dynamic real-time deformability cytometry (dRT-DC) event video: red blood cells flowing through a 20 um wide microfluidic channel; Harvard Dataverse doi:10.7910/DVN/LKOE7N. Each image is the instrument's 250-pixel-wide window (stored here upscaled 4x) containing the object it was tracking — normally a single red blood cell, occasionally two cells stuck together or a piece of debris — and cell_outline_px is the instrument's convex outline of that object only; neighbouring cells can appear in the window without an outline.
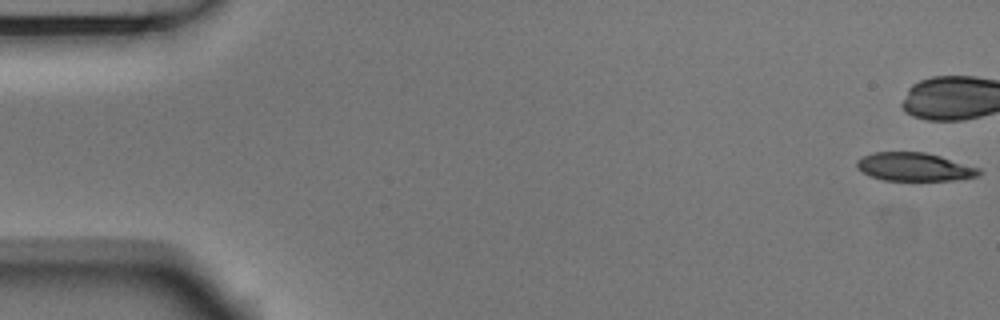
{"species": "Egyptian fruit bat (a non-hibernating species)", "species_latin": "Rousettus aegyptiacus", "temperature_condition": "room temperature", "stored_images_in_passage": 5, "camera_frame_rate_fps": 3000, "um_per_image_px": 0.085, "animal": {"sex": "male"}, "frame": {"image": 1, "passage_image": 1, "time_ms": 0.0, "image_size_px": [1000, 320], "cell_outline_px": [[984, 172], [980, 176], [952, 180], [884, 180], [872, 176], [856, 168], [856, 160], [872, 152], [924, 152], [940, 156], [980, 168]], "centroid_in_image_um": [77.75, 14.18], "position_along_channel_um": 7.2, "area_um2": 20.11}}